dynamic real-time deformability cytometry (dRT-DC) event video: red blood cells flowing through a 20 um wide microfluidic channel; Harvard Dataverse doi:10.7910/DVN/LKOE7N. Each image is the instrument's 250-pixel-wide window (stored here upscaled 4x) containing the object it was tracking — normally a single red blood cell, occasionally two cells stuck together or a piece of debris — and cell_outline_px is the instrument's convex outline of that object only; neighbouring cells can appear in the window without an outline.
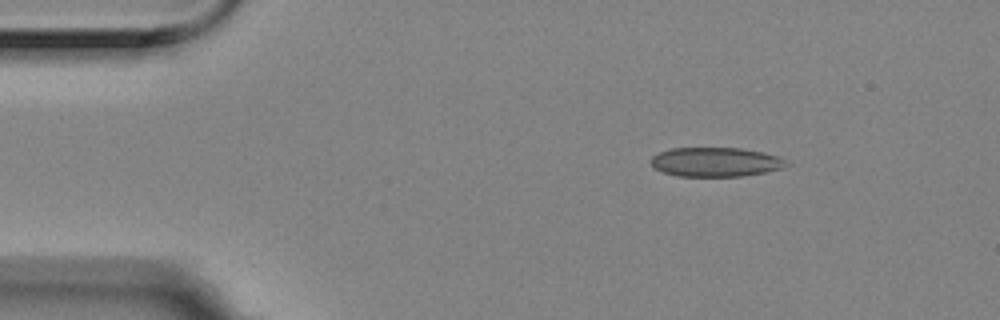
{"species": "Egyptian fruit bat (a non-hibernating species)", "species_latin": "Rousettus aegyptiacus", "temperature_condition": "room temperature", "stored_images_in_passage": 3, "camera_frame_rate_fps": 3000, "um_per_image_px": 0.085, "animal": {"sex": "female"}, "frame": {"image": 1, "passage_image": 1, "time_ms": 0.0, "image_size_px": [1000, 320], "cell_outline_px": [[792, 164], [784, 168], [744, 176], [676, 176], [664, 172], [656, 168], [648, 160], [652, 156], [660, 152], [672, 148], [740, 148], [764, 152], [776, 156]], "centroid_in_image_um": [60.84, 13.77], "position_along_channel_um": 24.2, "area_um2": 23.12}}